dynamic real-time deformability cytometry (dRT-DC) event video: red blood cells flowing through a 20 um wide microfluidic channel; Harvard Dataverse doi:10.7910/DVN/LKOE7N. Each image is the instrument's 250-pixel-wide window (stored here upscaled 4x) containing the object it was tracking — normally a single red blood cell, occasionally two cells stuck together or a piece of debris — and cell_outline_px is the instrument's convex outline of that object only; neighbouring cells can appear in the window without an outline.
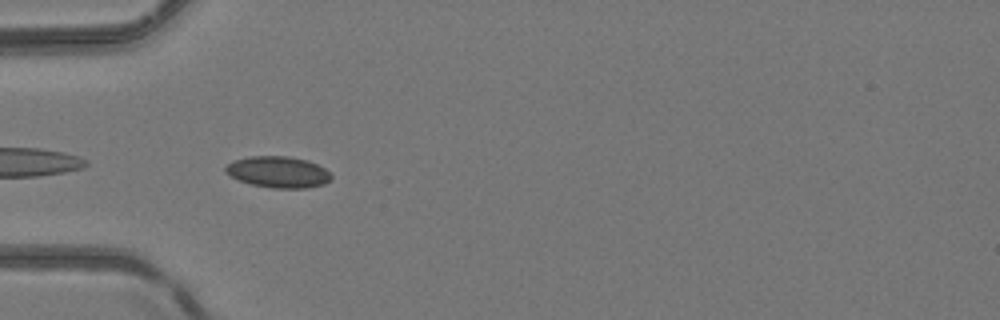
{"species": "common noctule bat (a hibernating species)", "species_latin": "Nyctalus noctula", "temperature_condition": "room temperature", "stored_images_in_passage": 14, "camera_frame_rate_fps": 3000, "um_per_image_px": 0.085, "animal": {"sex": "female", "body_mass_g": 24.6, "forearm_length_mm": 56.2}, "frame": {"image": 1, "passage_image": 1, "time_ms": 0.0, "image_size_px": [1000, 320], "cell_outline_px": [[332, 176], [324, 184], [308, 188], [272, 188], [252, 184], [240, 180], [224, 172], [224, 168], [232, 160], [248, 156], [288, 156], [308, 160], [324, 168]], "centroid_in_image_um": [23.62, 14.61], "position_along_channel_um": 61.4, "area_um2": 19.25}}
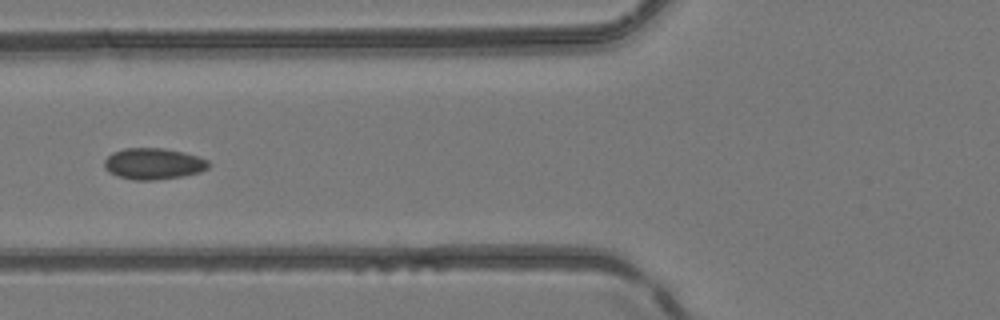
{"frame": {"image": 2, "passage_image": 5, "time_ms": 1.333, "image_size_px": [1000, 320], "cell_outline_px": [[208, 168], [200, 172], [180, 176], [152, 180], [132, 180], [108, 172], [104, 168], [104, 160], [112, 152], [124, 148], [164, 148], [184, 152], [208, 160]], "centroid_in_image_um": [13.0, 13.91], "position_along_channel_um": 112.8, "area_um2": 18.9}}